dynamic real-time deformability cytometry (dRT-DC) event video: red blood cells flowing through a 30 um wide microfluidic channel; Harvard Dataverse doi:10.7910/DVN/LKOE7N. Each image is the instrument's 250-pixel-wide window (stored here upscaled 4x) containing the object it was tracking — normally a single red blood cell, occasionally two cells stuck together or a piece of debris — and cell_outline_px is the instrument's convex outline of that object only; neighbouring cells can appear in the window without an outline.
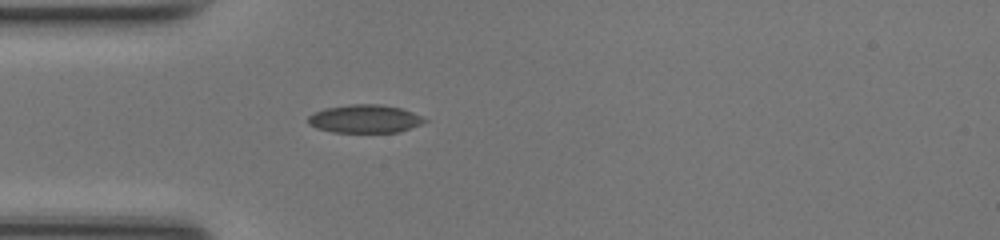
{"species": "common noctule bat (a hibernating species)", "species_latin": "Nyctalus noctula", "temperature_condition": "room temperature", "stored_images_in_passage": 36, "camera_frame_rate_fps": 3000, "um_per_image_px": 0.085, "animal": {"sex": "female", "body_mass_g": 17.0, "forearm_length_mm": 48.0}, "frame": {"image": 1, "passage_image": 1, "time_ms": 0.0, "image_size_px": [1000, 240], "cell_outline_px": [[428, 120], [420, 124], [400, 132], [332, 132], [316, 128], [308, 124], [308, 116], [324, 108], [348, 104], [380, 104], [400, 108], [412, 112]], "centroid_in_image_um": [30.98, 10.1], "position_along_channel_um": 54.0, "area_um2": 19.07}}
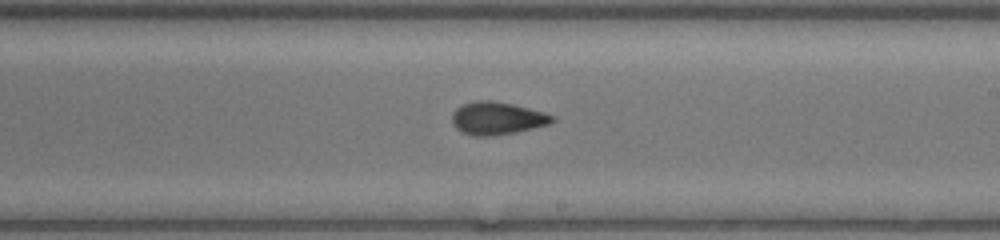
{"frame": {"image": 2, "passage_image": 15, "time_ms": 4.667, "image_size_px": [1000, 240], "cell_outline_px": [[556, 120], [548, 124], [516, 132], [492, 136], [472, 136], [460, 132], [452, 124], [452, 112], [456, 108], [464, 104], [476, 100], [488, 100], [512, 104], [544, 112], [556, 116]], "centroid_in_image_um": [42.23, 10.06], "position_along_channel_um": 246.8, "area_um2": 19.19}}
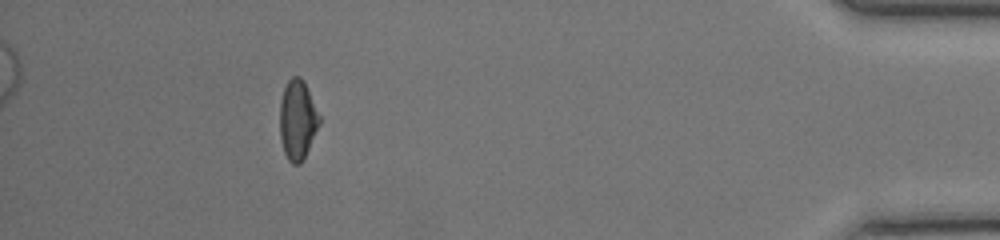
{"frame": {"image": 3, "passage_image": 31, "time_ms": 10.0, "image_size_px": [1000, 240], "cell_outline_px": [[320, 124], [304, 160], [300, 164], [292, 164], [288, 160], [284, 152], [280, 136], [280, 100], [284, 88], [288, 80], [292, 76], [300, 76], [304, 80], [320, 116]], "centroid_in_image_um": [25.3, 10.19], "position_along_channel_um": 409.9, "area_um2": 18.55}, "authors_computed_cell_mechanics": {"area_um2": 18.7561, "velocity_mm_per_s": 4.2509, "shape_relaxation_time_tau1_ms": 4.9614, "shape_relaxation_time_tau2_ms": 2.1029, "deformation_change_tau1": 0.1499, "deformation_change_tau2": 0.0814}}